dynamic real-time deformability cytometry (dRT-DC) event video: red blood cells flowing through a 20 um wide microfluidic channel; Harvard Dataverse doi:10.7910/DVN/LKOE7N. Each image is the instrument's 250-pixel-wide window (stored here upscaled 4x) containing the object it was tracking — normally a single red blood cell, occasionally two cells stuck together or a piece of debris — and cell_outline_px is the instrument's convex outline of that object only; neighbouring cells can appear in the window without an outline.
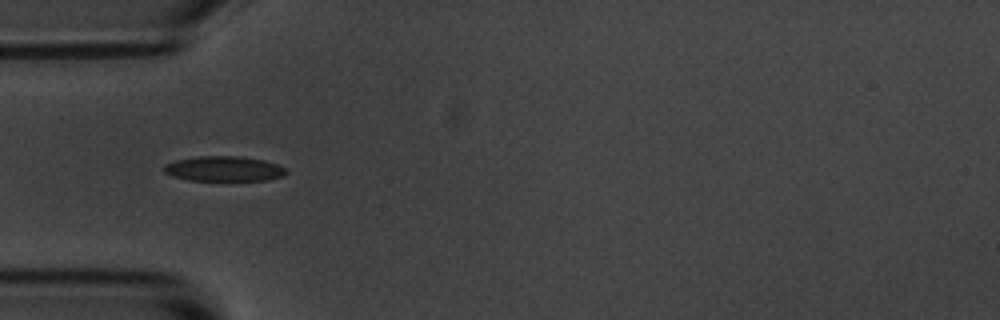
{"species": "common noctule bat (a hibernating species)", "species_latin": "Nyctalus noctula", "temperature_condition": "room temperature", "stored_images_in_passage": 9, "camera_frame_rate_fps": 3000, "um_per_image_px": 0.085, "animal": {"sex": "male", "body_mass_g": 20.1, "forearm_length_mm": 53.5}, "frame": {"image": 1, "passage_image": 3, "time_ms": 2.333, "image_size_px": [1000, 320], "cell_outline_px": [[288, 172], [284, 176], [268, 180], [188, 180], [172, 176], [164, 172], [164, 164], [176, 160], [196, 156], [240, 156], [264, 160], [276, 164], [284, 168]], "centroid_in_image_um": [19.03, 14.34], "position_along_channel_um": 66.0, "area_um2": 17.86}}
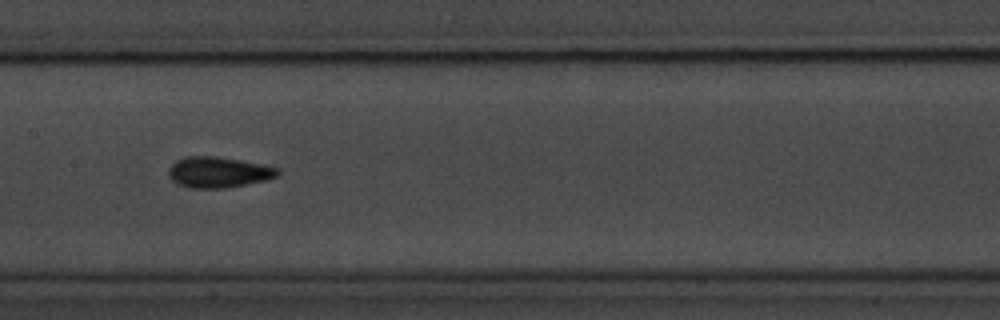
{"frame": {"image": 2, "passage_image": 6, "time_ms": 5.667, "image_size_px": [1000, 320], "cell_outline_px": [[280, 176], [268, 180], [224, 188], [188, 188], [176, 184], [168, 176], [168, 168], [176, 160], [184, 156], [216, 156], [240, 160], [280, 168]], "centroid_in_image_um": [18.56, 14.64], "position_along_channel_um": 188.8, "area_um2": 19.88}}
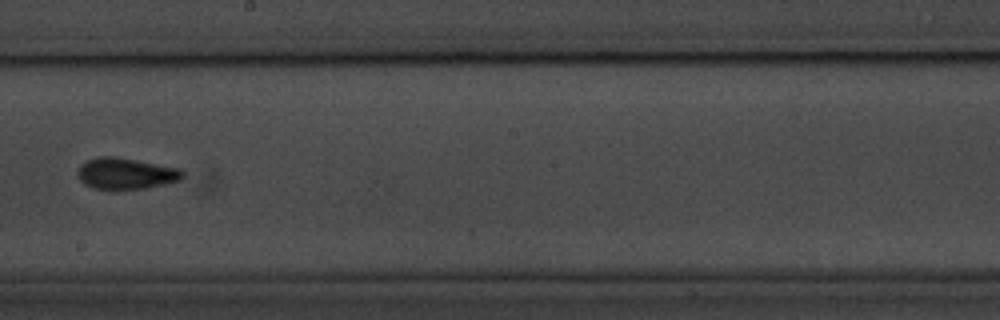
{"frame": {"image": 3, "passage_image": 7, "time_ms": 7.0, "image_size_px": [1000, 320], "cell_outline_px": [[184, 176], [180, 180], [164, 184], [144, 188], [112, 192], [92, 188], [84, 184], [80, 180], [76, 172], [80, 164], [88, 160], [100, 156], [112, 156], [136, 160], [180, 168], [184, 172]], "centroid_in_image_um": [10.65, 14.78], "position_along_channel_um": 237.5, "area_um2": 19.65}}